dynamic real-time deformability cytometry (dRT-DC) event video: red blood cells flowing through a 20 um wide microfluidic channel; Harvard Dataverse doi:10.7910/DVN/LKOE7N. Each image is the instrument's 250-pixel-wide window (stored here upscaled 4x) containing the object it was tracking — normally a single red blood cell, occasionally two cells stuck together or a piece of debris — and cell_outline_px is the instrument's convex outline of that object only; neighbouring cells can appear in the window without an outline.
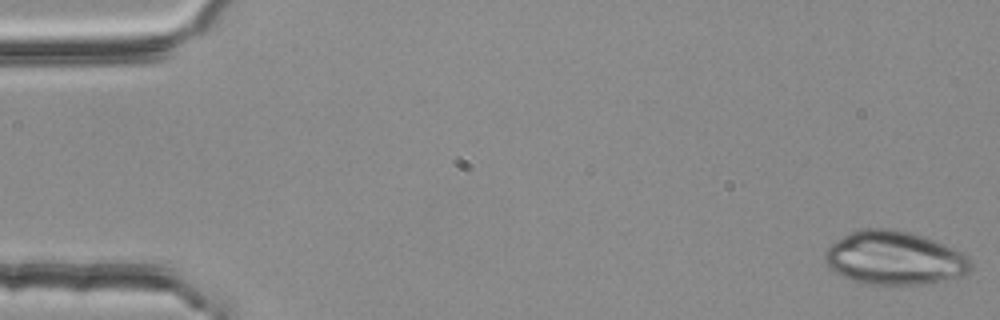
{"species": "common noctule bat (a hibernating species)", "species_latin": "Nyctalus noctula", "temperature_condition": "room temperature", "stored_images_in_passage": 52, "camera_frame_rate_fps": 3000, "um_per_image_px": 0.085, "animal": {"sex": "female", "body_mass_g": 25.1}, "frame": {"image": 1, "passage_image": 1, "time_ms": 0.0, "image_size_px": [1000, 320], "cell_outline_px": [[972, 268], [968, 272], [956, 276], [924, 284], [864, 284], [852, 280], [828, 268], [824, 260], [824, 252], [836, 240], [848, 232], [864, 228], [892, 228], [924, 236], [960, 252], [972, 264]], "centroid_in_image_um": [75.94, 21.92], "position_along_channel_um": 9.1, "area_um2": 45.03}}
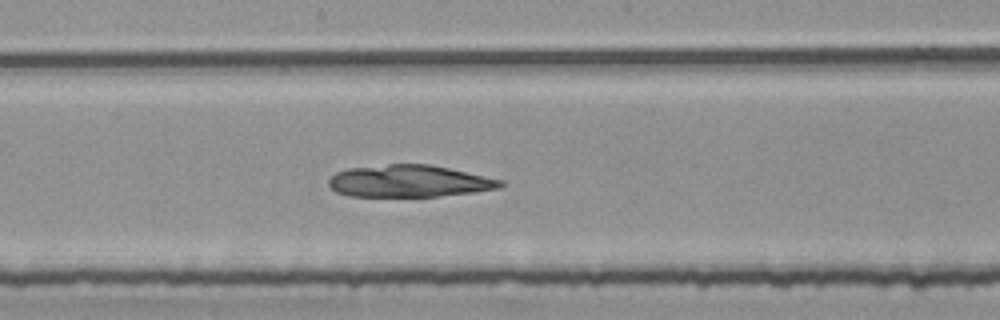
{"frame": {"image": 2, "passage_image": 29, "time_ms": 9.333, "image_size_px": [1000, 320], "cell_outline_px": [[504, 184], [500, 188], [472, 192], [440, 196], [348, 196], [336, 192], [328, 184], [328, 180], [336, 172], [348, 168], [388, 164], [428, 164], [448, 168], [504, 180]], "centroid_in_image_um": [34.76, 15.39], "position_along_channel_um": 213.4, "area_um2": 31.96}}
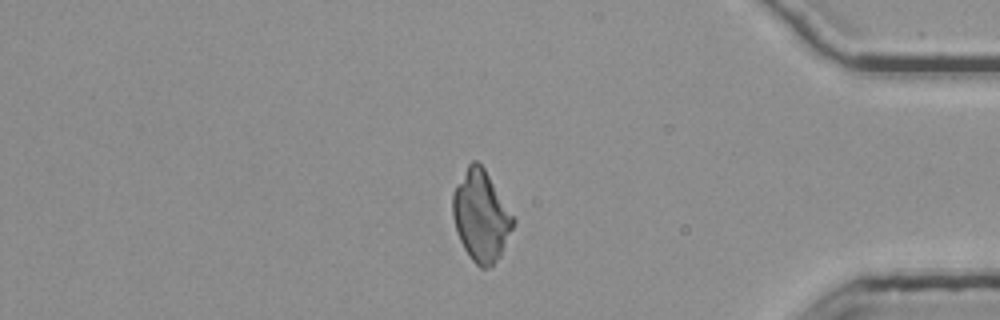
{"frame": {"image": 3, "passage_image": 46, "time_ms": 15.0, "image_size_px": [1000, 320], "cell_outline_px": [[516, 220], [500, 256], [488, 268], [480, 268], [472, 260], [464, 248], [456, 232], [452, 216], [452, 192], [468, 164], [472, 160], [476, 160], [484, 168]], "centroid_in_image_um": [40.86, 18.35], "position_along_channel_um": 394.3, "area_um2": 31.79}}